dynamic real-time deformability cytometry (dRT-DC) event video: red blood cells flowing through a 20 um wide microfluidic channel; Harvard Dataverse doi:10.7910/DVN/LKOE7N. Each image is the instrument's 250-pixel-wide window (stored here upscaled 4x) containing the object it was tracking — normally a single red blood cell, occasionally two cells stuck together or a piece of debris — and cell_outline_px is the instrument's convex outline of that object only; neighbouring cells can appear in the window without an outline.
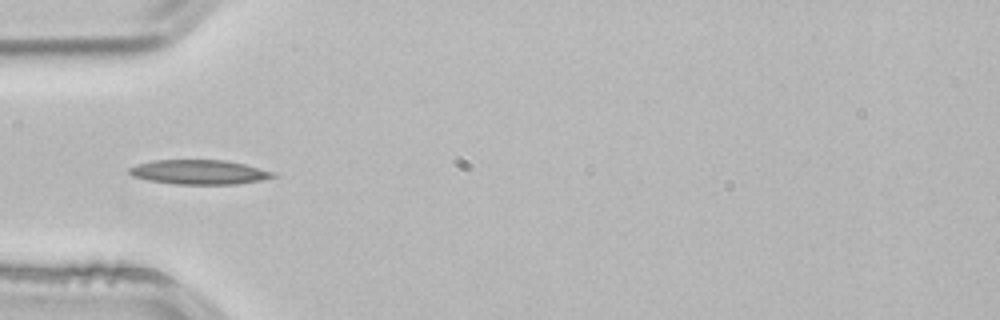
{"species": "common noctule bat (a hibernating species)", "species_latin": "Nyctalus noctula", "temperature_condition": "room temperature", "stored_images_in_passage": 3, "camera_frame_rate_fps": 3000, "um_per_image_px": 0.085, "animal": {"sex": "male", "body_mass_g": 21.5, "forearm_length_mm": 52.0}, "frame": {"image": 1, "passage_image": 3, "time_ms": 0.667, "image_size_px": [1000, 320], "cell_outline_px": [[276, 176], [260, 180], [236, 184], [176, 184], [148, 180], [132, 176], [128, 172], [128, 168], [136, 164], [152, 160], [224, 160], [244, 164], [272, 172]], "centroid_in_image_um": [16.85, 14.62], "position_along_channel_um": 68.1, "area_um2": 20.35}}